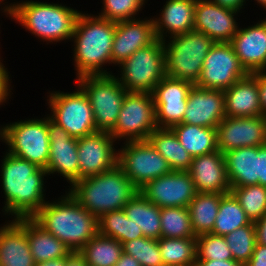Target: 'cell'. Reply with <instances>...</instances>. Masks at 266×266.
<instances>
[{"label": "cell", "instance_id": "obj_1", "mask_svg": "<svg viewBox=\"0 0 266 266\" xmlns=\"http://www.w3.org/2000/svg\"><path fill=\"white\" fill-rule=\"evenodd\" d=\"M1 164V182L5 195L3 212L14 219L32 218L46 203L44 176L47 171L6 152Z\"/></svg>", "mask_w": 266, "mask_h": 266}, {"label": "cell", "instance_id": "obj_2", "mask_svg": "<svg viewBox=\"0 0 266 266\" xmlns=\"http://www.w3.org/2000/svg\"><path fill=\"white\" fill-rule=\"evenodd\" d=\"M71 252H79L98 233V218L68 192L58 201H47L32 217Z\"/></svg>", "mask_w": 266, "mask_h": 266}, {"label": "cell", "instance_id": "obj_3", "mask_svg": "<svg viewBox=\"0 0 266 266\" xmlns=\"http://www.w3.org/2000/svg\"><path fill=\"white\" fill-rule=\"evenodd\" d=\"M116 22L80 12L74 27V62L77 77L108 75L103 65L112 64L111 52Z\"/></svg>", "mask_w": 266, "mask_h": 266}, {"label": "cell", "instance_id": "obj_4", "mask_svg": "<svg viewBox=\"0 0 266 266\" xmlns=\"http://www.w3.org/2000/svg\"><path fill=\"white\" fill-rule=\"evenodd\" d=\"M69 193L90 214L99 218L124 206L139 192L119 165L99 175L77 180Z\"/></svg>", "mask_w": 266, "mask_h": 266}, {"label": "cell", "instance_id": "obj_5", "mask_svg": "<svg viewBox=\"0 0 266 266\" xmlns=\"http://www.w3.org/2000/svg\"><path fill=\"white\" fill-rule=\"evenodd\" d=\"M3 12L41 40L59 42L72 39L79 11L62 4L22 1L5 5Z\"/></svg>", "mask_w": 266, "mask_h": 266}, {"label": "cell", "instance_id": "obj_6", "mask_svg": "<svg viewBox=\"0 0 266 266\" xmlns=\"http://www.w3.org/2000/svg\"><path fill=\"white\" fill-rule=\"evenodd\" d=\"M214 43L206 34L195 30L171 37L168 43L164 41L166 76L195 85Z\"/></svg>", "mask_w": 266, "mask_h": 266}, {"label": "cell", "instance_id": "obj_7", "mask_svg": "<svg viewBox=\"0 0 266 266\" xmlns=\"http://www.w3.org/2000/svg\"><path fill=\"white\" fill-rule=\"evenodd\" d=\"M117 80L128 92L152 93L166 76L164 41L156 38L119 64Z\"/></svg>", "mask_w": 266, "mask_h": 266}, {"label": "cell", "instance_id": "obj_8", "mask_svg": "<svg viewBox=\"0 0 266 266\" xmlns=\"http://www.w3.org/2000/svg\"><path fill=\"white\" fill-rule=\"evenodd\" d=\"M77 82L90 101L97 131L110 132L127 91L113 74L86 75L77 78Z\"/></svg>", "mask_w": 266, "mask_h": 266}, {"label": "cell", "instance_id": "obj_9", "mask_svg": "<svg viewBox=\"0 0 266 266\" xmlns=\"http://www.w3.org/2000/svg\"><path fill=\"white\" fill-rule=\"evenodd\" d=\"M8 153L46 169L49 161L47 117L17 121L3 126Z\"/></svg>", "mask_w": 266, "mask_h": 266}, {"label": "cell", "instance_id": "obj_10", "mask_svg": "<svg viewBox=\"0 0 266 266\" xmlns=\"http://www.w3.org/2000/svg\"><path fill=\"white\" fill-rule=\"evenodd\" d=\"M47 101L53 113L49 118L71 137L78 139L98 132L90 101L79 85L73 93L52 92Z\"/></svg>", "mask_w": 266, "mask_h": 266}, {"label": "cell", "instance_id": "obj_11", "mask_svg": "<svg viewBox=\"0 0 266 266\" xmlns=\"http://www.w3.org/2000/svg\"><path fill=\"white\" fill-rule=\"evenodd\" d=\"M152 93L126 92L115 127L109 132L115 140H147L156 130Z\"/></svg>", "mask_w": 266, "mask_h": 266}, {"label": "cell", "instance_id": "obj_12", "mask_svg": "<svg viewBox=\"0 0 266 266\" xmlns=\"http://www.w3.org/2000/svg\"><path fill=\"white\" fill-rule=\"evenodd\" d=\"M125 143L118 152V165L139 190L149 181L172 172L169 163L148 140Z\"/></svg>", "mask_w": 266, "mask_h": 266}, {"label": "cell", "instance_id": "obj_13", "mask_svg": "<svg viewBox=\"0 0 266 266\" xmlns=\"http://www.w3.org/2000/svg\"><path fill=\"white\" fill-rule=\"evenodd\" d=\"M249 73L241 65L230 42L214 43L204 59L196 86L204 89H228Z\"/></svg>", "mask_w": 266, "mask_h": 266}, {"label": "cell", "instance_id": "obj_14", "mask_svg": "<svg viewBox=\"0 0 266 266\" xmlns=\"http://www.w3.org/2000/svg\"><path fill=\"white\" fill-rule=\"evenodd\" d=\"M139 192L160 208L188 207L197 193L188 171H172L153 179Z\"/></svg>", "mask_w": 266, "mask_h": 266}, {"label": "cell", "instance_id": "obj_15", "mask_svg": "<svg viewBox=\"0 0 266 266\" xmlns=\"http://www.w3.org/2000/svg\"><path fill=\"white\" fill-rule=\"evenodd\" d=\"M217 148L229 150L266 144V117H225L216 127Z\"/></svg>", "mask_w": 266, "mask_h": 266}, {"label": "cell", "instance_id": "obj_16", "mask_svg": "<svg viewBox=\"0 0 266 266\" xmlns=\"http://www.w3.org/2000/svg\"><path fill=\"white\" fill-rule=\"evenodd\" d=\"M116 141L109 132H96L77 139L79 179L99 175L118 165Z\"/></svg>", "mask_w": 266, "mask_h": 266}, {"label": "cell", "instance_id": "obj_17", "mask_svg": "<svg viewBox=\"0 0 266 266\" xmlns=\"http://www.w3.org/2000/svg\"><path fill=\"white\" fill-rule=\"evenodd\" d=\"M193 83L165 76L153 94L155 119L158 128H171L182 122L187 106V97Z\"/></svg>", "mask_w": 266, "mask_h": 266}, {"label": "cell", "instance_id": "obj_18", "mask_svg": "<svg viewBox=\"0 0 266 266\" xmlns=\"http://www.w3.org/2000/svg\"><path fill=\"white\" fill-rule=\"evenodd\" d=\"M49 135V161L47 174L60 173L72 186L79 180L77 138L71 137L61 126L47 116Z\"/></svg>", "mask_w": 266, "mask_h": 266}, {"label": "cell", "instance_id": "obj_19", "mask_svg": "<svg viewBox=\"0 0 266 266\" xmlns=\"http://www.w3.org/2000/svg\"><path fill=\"white\" fill-rule=\"evenodd\" d=\"M238 12L210 0H196L194 30L206 34L215 43L230 42L239 29L234 17Z\"/></svg>", "mask_w": 266, "mask_h": 266}, {"label": "cell", "instance_id": "obj_20", "mask_svg": "<svg viewBox=\"0 0 266 266\" xmlns=\"http://www.w3.org/2000/svg\"><path fill=\"white\" fill-rule=\"evenodd\" d=\"M225 118L224 91L193 85L181 123L216 128Z\"/></svg>", "mask_w": 266, "mask_h": 266}, {"label": "cell", "instance_id": "obj_21", "mask_svg": "<svg viewBox=\"0 0 266 266\" xmlns=\"http://www.w3.org/2000/svg\"><path fill=\"white\" fill-rule=\"evenodd\" d=\"M188 172L197 193L231 192L226 161L219 150L193 157Z\"/></svg>", "mask_w": 266, "mask_h": 266}, {"label": "cell", "instance_id": "obj_22", "mask_svg": "<svg viewBox=\"0 0 266 266\" xmlns=\"http://www.w3.org/2000/svg\"><path fill=\"white\" fill-rule=\"evenodd\" d=\"M155 39L153 18L116 22L111 52L112 63L119 65L139 48L149 45Z\"/></svg>", "mask_w": 266, "mask_h": 266}, {"label": "cell", "instance_id": "obj_23", "mask_svg": "<svg viewBox=\"0 0 266 266\" xmlns=\"http://www.w3.org/2000/svg\"><path fill=\"white\" fill-rule=\"evenodd\" d=\"M230 43L249 74L266 71V19L239 28Z\"/></svg>", "mask_w": 266, "mask_h": 266}, {"label": "cell", "instance_id": "obj_24", "mask_svg": "<svg viewBox=\"0 0 266 266\" xmlns=\"http://www.w3.org/2000/svg\"><path fill=\"white\" fill-rule=\"evenodd\" d=\"M0 266H35L27 239V218L0 227Z\"/></svg>", "mask_w": 266, "mask_h": 266}, {"label": "cell", "instance_id": "obj_25", "mask_svg": "<svg viewBox=\"0 0 266 266\" xmlns=\"http://www.w3.org/2000/svg\"><path fill=\"white\" fill-rule=\"evenodd\" d=\"M225 117L262 116L257 72L248 74L224 90Z\"/></svg>", "mask_w": 266, "mask_h": 266}, {"label": "cell", "instance_id": "obj_26", "mask_svg": "<svg viewBox=\"0 0 266 266\" xmlns=\"http://www.w3.org/2000/svg\"><path fill=\"white\" fill-rule=\"evenodd\" d=\"M195 5L196 0H167L160 17L153 18L156 38L166 41L167 32L171 38L193 31Z\"/></svg>", "mask_w": 266, "mask_h": 266}, {"label": "cell", "instance_id": "obj_27", "mask_svg": "<svg viewBox=\"0 0 266 266\" xmlns=\"http://www.w3.org/2000/svg\"><path fill=\"white\" fill-rule=\"evenodd\" d=\"M224 158L230 187L258 184L257 146L229 150Z\"/></svg>", "mask_w": 266, "mask_h": 266}, {"label": "cell", "instance_id": "obj_28", "mask_svg": "<svg viewBox=\"0 0 266 266\" xmlns=\"http://www.w3.org/2000/svg\"><path fill=\"white\" fill-rule=\"evenodd\" d=\"M27 239L35 264L65 258L71 250L33 218H27Z\"/></svg>", "mask_w": 266, "mask_h": 266}, {"label": "cell", "instance_id": "obj_29", "mask_svg": "<svg viewBox=\"0 0 266 266\" xmlns=\"http://www.w3.org/2000/svg\"><path fill=\"white\" fill-rule=\"evenodd\" d=\"M166 159L172 171H188L192 156L181 145L171 128H157L147 139Z\"/></svg>", "mask_w": 266, "mask_h": 266}, {"label": "cell", "instance_id": "obj_30", "mask_svg": "<svg viewBox=\"0 0 266 266\" xmlns=\"http://www.w3.org/2000/svg\"><path fill=\"white\" fill-rule=\"evenodd\" d=\"M171 129L192 157L218 150L216 128L179 123L172 126Z\"/></svg>", "mask_w": 266, "mask_h": 266}, {"label": "cell", "instance_id": "obj_31", "mask_svg": "<svg viewBox=\"0 0 266 266\" xmlns=\"http://www.w3.org/2000/svg\"><path fill=\"white\" fill-rule=\"evenodd\" d=\"M124 211L141 228L144 237L161 238L160 207L152 204L140 192L124 206Z\"/></svg>", "mask_w": 266, "mask_h": 266}, {"label": "cell", "instance_id": "obj_32", "mask_svg": "<svg viewBox=\"0 0 266 266\" xmlns=\"http://www.w3.org/2000/svg\"><path fill=\"white\" fill-rule=\"evenodd\" d=\"M221 193H196L188 205L195 236L211 233L219 211Z\"/></svg>", "mask_w": 266, "mask_h": 266}, {"label": "cell", "instance_id": "obj_33", "mask_svg": "<svg viewBox=\"0 0 266 266\" xmlns=\"http://www.w3.org/2000/svg\"><path fill=\"white\" fill-rule=\"evenodd\" d=\"M79 253L85 258L87 266H114L123 253V245L97 233Z\"/></svg>", "mask_w": 266, "mask_h": 266}, {"label": "cell", "instance_id": "obj_34", "mask_svg": "<svg viewBox=\"0 0 266 266\" xmlns=\"http://www.w3.org/2000/svg\"><path fill=\"white\" fill-rule=\"evenodd\" d=\"M98 233L123 244L144 237L141 228L130 220L124 209L104 213L98 218Z\"/></svg>", "mask_w": 266, "mask_h": 266}, {"label": "cell", "instance_id": "obj_35", "mask_svg": "<svg viewBox=\"0 0 266 266\" xmlns=\"http://www.w3.org/2000/svg\"><path fill=\"white\" fill-rule=\"evenodd\" d=\"M250 223L238 199L232 192H229L224 194L220 200L219 211L211 234L226 236Z\"/></svg>", "mask_w": 266, "mask_h": 266}, {"label": "cell", "instance_id": "obj_36", "mask_svg": "<svg viewBox=\"0 0 266 266\" xmlns=\"http://www.w3.org/2000/svg\"><path fill=\"white\" fill-rule=\"evenodd\" d=\"M164 266H195L196 238L158 239Z\"/></svg>", "mask_w": 266, "mask_h": 266}, {"label": "cell", "instance_id": "obj_37", "mask_svg": "<svg viewBox=\"0 0 266 266\" xmlns=\"http://www.w3.org/2000/svg\"><path fill=\"white\" fill-rule=\"evenodd\" d=\"M161 237L196 238L187 207L160 208Z\"/></svg>", "mask_w": 266, "mask_h": 266}, {"label": "cell", "instance_id": "obj_38", "mask_svg": "<svg viewBox=\"0 0 266 266\" xmlns=\"http://www.w3.org/2000/svg\"><path fill=\"white\" fill-rule=\"evenodd\" d=\"M230 188L250 222L258 221L266 213V187L257 184Z\"/></svg>", "mask_w": 266, "mask_h": 266}, {"label": "cell", "instance_id": "obj_39", "mask_svg": "<svg viewBox=\"0 0 266 266\" xmlns=\"http://www.w3.org/2000/svg\"><path fill=\"white\" fill-rule=\"evenodd\" d=\"M233 259L245 265L252 257L257 244L254 223L237 228L233 232L224 236Z\"/></svg>", "mask_w": 266, "mask_h": 266}, {"label": "cell", "instance_id": "obj_40", "mask_svg": "<svg viewBox=\"0 0 266 266\" xmlns=\"http://www.w3.org/2000/svg\"><path fill=\"white\" fill-rule=\"evenodd\" d=\"M122 245L123 253L134 257L142 266H164L158 239L141 237Z\"/></svg>", "mask_w": 266, "mask_h": 266}, {"label": "cell", "instance_id": "obj_41", "mask_svg": "<svg viewBox=\"0 0 266 266\" xmlns=\"http://www.w3.org/2000/svg\"><path fill=\"white\" fill-rule=\"evenodd\" d=\"M196 260H234L224 236L205 233L196 236Z\"/></svg>", "mask_w": 266, "mask_h": 266}, {"label": "cell", "instance_id": "obj_42", "mask_svg": "<svg viewBox=\"0 0 266 266\" xmlns=\"http://www.w3.org/2000/svg\"><path fill=\"white\" fill-rule=\"evenodd\" d=\"M146 0H103L104 7L99 17L112 22L135 19Z\"/></svg>", "mask_w": 266, "mask_h": 266}, {"label": "cell", "instance_id": "obj_43", "mask_svg": "<svg viewBox=\"0 0 266 266\" xmlns=\"http://www.w3.org/2000/svg\"><path fill=\"white\" fill-rule=\"evenodd\" d=\"M8 73L9 72H7L4 64L0 61V105H2L4 102L6 103L11 92V89H9L10 78Z\"/></svg>", "mask_w": 266, "mask_h": 266}, {"label": "cell", "instance_id": "obj_44", "mask_svg": "<svg viewBox=\"0 0 266 266\" xmlns=\"http://www.w3.org/2000/svg\"><path fill=\"white\" fill-rule=\"evenodd\" d=\"M258 184L266 187V144L257 146Z\"/></svg>", "mask_w": 266, "mask_h": 266}, {"label": "cell", "instance_id": "obj_45", "mask_svg": "<svg viewBox=\"0 0 266 266\" xmlns=\"http://www.w3.org/2000/svg\"><path fill=\"white\" fill-rule=\"evenodd\" d=\"M244 266H266V246L256 244L252 257Z\"/></svg>", "mask_w": 266, "mask_h": 266}, {"label": "cell", "instance_id": "obj_46", "mask_svg": "<svg viewBox=\"0 0 266 266\" xmlns=\"http://www.w3.org/2000/svg\"><path fill=\"white\" fill-rule=\"evenodd\" d=\"M257 84L259 88V101L263 116L266 117V71L257 72Z\"/></svg>", "mask_w": 266, "mask_h": 266}, {"label": "cell", "instance_id": "obj_47", "mask_svg": "<svg viewBox=\"0 0 266 266\" xmlns=\"http://www.w3.org/2000/svg\"><path fill=\"white\" fill-rule=\"evenodd\" d=\"M257 244L266 246V213L254 222Z\"/></svg>", "mask_w": 266, "mask_h": 266}, {"label": "cell", "instance_id": "obj_48", "mask_svg": "<svg viewBox=\"0 0 266 266\" xmlns=\"http://www.w3.org/2000/svg\"><path fill=\"white\" fill-rule=\"evenodd\" d=\"M195 266H244L235 260H196Z\"/></svg>", "mask_w": 266, "mask_h": 266}, {"label": "cell", "instance_id": "obj_49", "mask_svg": "<svg viewBox=\"0 0 266 266\" xmlns=\"http://www.w3.org/2000/svg\"><path fill=\"white\" fill-rule=\"evenodd\" d=\"M65 266H87V264L79 252H71L65 257Z\"/></svg>", "mask_w": 266, "mask_h": 266}, {"label": "cell", "instance_id": "obj_50", "mask_svg": "<svg viewBox=\"0 0 266 266\" xmlns=\"http://www.w3.org/2000/svg\"><path fill=\"white\" fill-rule=\"evenodd\" d=\"M213 3H216L222 7L229 8L232 10L240 11L246 3V0H210Z\"/></svg>", "mask_w": 266, "mask_h": 266}, {"label": "cell", "instance_id": "obj_51", "mask_svg": "<svg viewBox=\"0 0 266 266\" xmlns=\"http://www.w3.org/2000/svg\"><path fill=\"white\" fill-rule=\"evenodd\" d=\"M114 266H142L134 257L122 253L120 259L116 262Z\"/></svg>", "mask_w": 266, "mask_h": 266}, {"label": "cell", "instance_id": "obj_52", "mask_svg": "<svg viewBox=\"0 0 266 266\" xmlns=\"http://www.w3.org/2000/svg\"><path fill=\"white\" fill-rule=\"evenodd\" d=\"M35 266H65V258L36 263Z\"/></svg>", "mask_w": 266, "mask_h": 266}, {"label": "cell", "instance_id": "obj_53", "mask_svg": "<svg viewBox=\"0 0 266 266\" xmlns=\"http://www.w3.org/2000/svg\"><path fill=\"white\" fill-rule=\"evenodd\" d=\"M258 4H260L261 6L264 7V9L266 10V0H256Z\"/></svg>", "mask_w": 266, "mask_h": 266}, {"label": "cell", "instance_id": "obj_54", "mask_svg": "<svg viewBox=\"0 0 266 266\" xmlns=\"http://www.w3.org/2000/svg\"><path fill=\"white\" fill-rule=\"evenodd\" d=\"M0 140L3 141V127L0 128Z\"/></svg>", "mask_w": 266, "mask_h": 266}]
</instances>
